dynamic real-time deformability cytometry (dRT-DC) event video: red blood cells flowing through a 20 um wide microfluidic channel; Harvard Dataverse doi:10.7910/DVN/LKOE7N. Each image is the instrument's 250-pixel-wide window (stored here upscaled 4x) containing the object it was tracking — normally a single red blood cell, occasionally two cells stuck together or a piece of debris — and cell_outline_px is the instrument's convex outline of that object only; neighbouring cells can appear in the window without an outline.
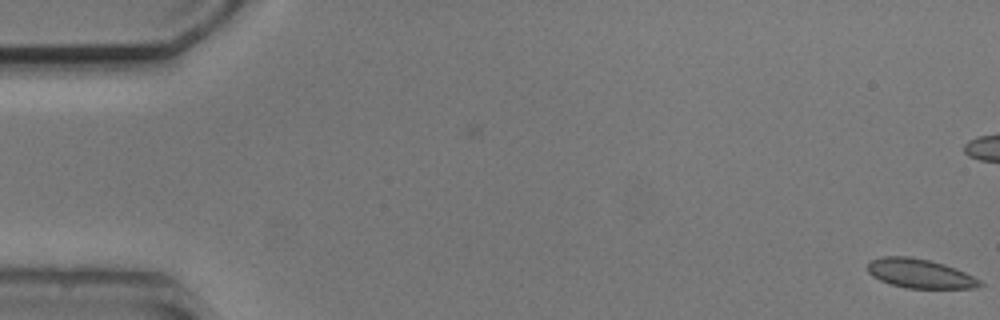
{"species": "common noctule bat (a hibernating species)", "species_latin": "Nyctalus noctula", "temperature_condition": "cold", "stored_images_in_passage": 8, "camera_frame_rate_fps": 3000, "um_per_image_px": 0.085, "animal": {"sex": "male", "body_mass_g": 20.5, "forearm_length_mm": 52.5}, "frame": {"image": 1, "passage_image": 1, "time_ms": 0.0, "image_size_px": [1000, 320], "cell_outline_px": [[984, 284], [976, 288], [904, 288], [880, 280], [872, 276], [868, 272], [868, 264], [872, 260], [884, 256], [908, 256], [928, 260], [944, 264], [956, 268], [980, 280]], "centroid_in_image_um": [78.2, 23.25], "position_along_channel_um": 6.8, "area_um2": 18.96}}